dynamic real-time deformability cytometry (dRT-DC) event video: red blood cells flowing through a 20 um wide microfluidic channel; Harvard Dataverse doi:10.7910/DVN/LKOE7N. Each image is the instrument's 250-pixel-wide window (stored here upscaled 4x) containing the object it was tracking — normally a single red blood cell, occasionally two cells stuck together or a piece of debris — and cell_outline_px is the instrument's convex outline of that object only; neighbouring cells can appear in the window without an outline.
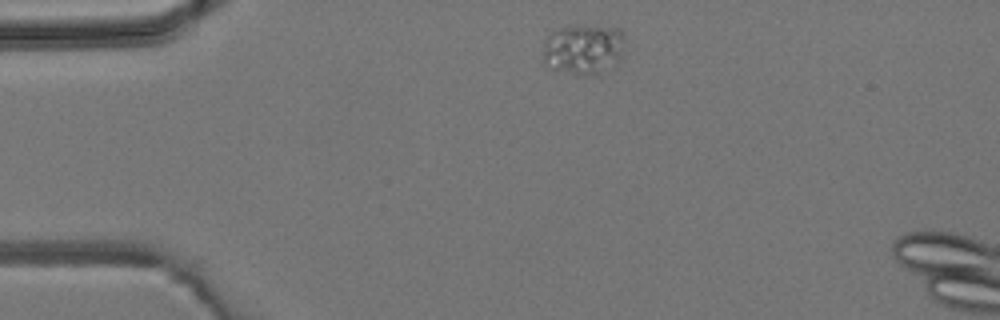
{"species": "common noctule bat (a hibernating species)", "species_latin": "Nyctalus noctula", "temperature_condition": "room temperature", "stored_images_in_passage": 2, "camera_frame_rate_fps": 3000, "um_per_image_px": 0.085, "animal": {"sex": "male", "body_mass_g": 19.2, "forearm_length_mm": 51.8}, "frame": {"image": 1, "passage_image": 1, "time_ms": 0.0, "image_size_px": [1000, 320], "cell_outline_px": [[624, 56], [604, 76], [576, 76], [548, 68], [544, 60], [544, 44], [548, 36], [552, 32], [560, 28], [584, 24], [596, 24], [620, 28], [624, 32]], "centroid_in_image_um": [49.68, 4.22], "position_along_channel_um": 35.3, "area_um2": 25.49}}